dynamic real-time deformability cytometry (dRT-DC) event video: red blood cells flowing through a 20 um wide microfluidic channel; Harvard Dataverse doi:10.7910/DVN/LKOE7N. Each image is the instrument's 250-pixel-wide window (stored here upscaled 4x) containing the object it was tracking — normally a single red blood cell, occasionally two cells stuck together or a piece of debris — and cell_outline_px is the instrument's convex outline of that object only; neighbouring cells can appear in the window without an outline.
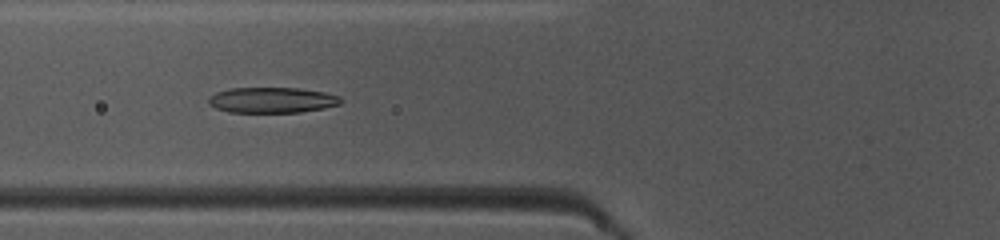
{"species": "common noctule bat (a hibernating species)", "species_latin": "Nyctalus noctula", "temperature_condition": "warm", "stored_images_in_passage": 36, "camera_frame_rate_fps": 3000, "um_per_image_px": 0.085, "animal": {"sex": "female", "body_mass_g": 10.0, "forearm_length_mm": 53.1}, "frame": {"image": 1, "passage_image": 6, "time_ms": 1.667, "image_size_px": [1000, 240], "cell_outline_px": [[344, 100], [340, 104], [324, 108], [300, 112], [228, 112], [216, 108], [208, 104], [208, 96], [216, 92], [228, 88], [300, 88], [324, 92], [340, 96]], "centroid_in_image_um": [23.11, 8.5], "position_along_channel_um": 102.7, "area_um2": 19.88}}
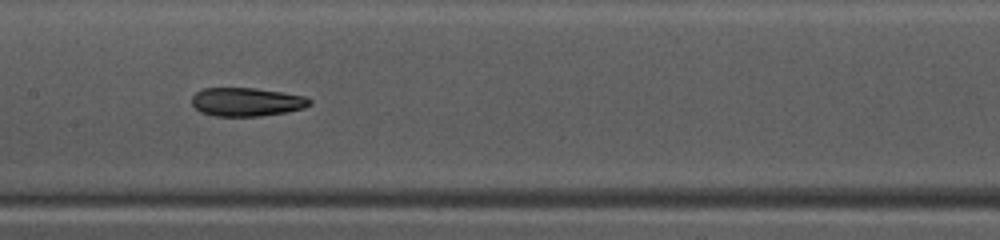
{"frame": {"image": 2, "passage_image": 12, "time_ms": 3.667, "image_size_px": [1000, 240], "cell_outline_px": [[312, 104], [304, 108], [288, 112], [260, 116], [216, 116], [200, 112], [192, 104], [192, 96], [196, 92], [204, 88], [256, 88], [304, 96], [312, 100]], "centroid_in_image_um": [20.97, 8.67], "position_along_channel_um": 186.4, "area_um2": 19.65}}
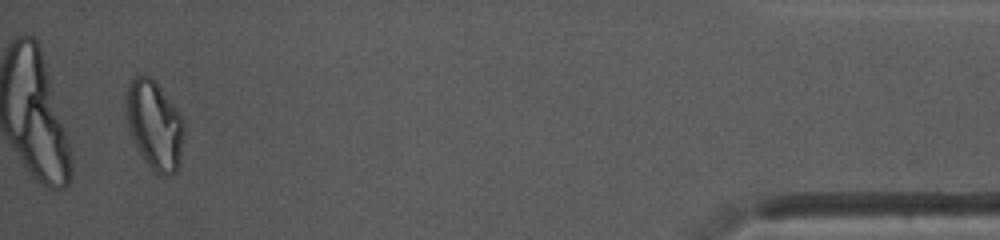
{"frame": {"image": 3, "passage_image": 34, "time_ms": 11.0, "image_size_px": [1000, 240], "cell_outline_px": [[184, 136], [176, 172], [172, 176], [160, 176], [144, 160], [136, 144], [128, 124], [128, 88], [132, 80], [136, 76], [148, 76], [160, 88], [180, 112], [184, 120]], "centroid_in_image_um": [13.2, 10.68], "position_along_channel_um": 422.0, "area_um2": 28.96}, "authors_computed_cell_mechanics": {"area_um2": 20.3745, "velocity_mm_per_s": 4.1506, "shape_relaxation_time_tau1_ms": 9.431, "shape_relaxation_time_tau2_ms": 2.5344, "deformation_change_tau1": 0.2582, "deformation_change_tau2": 0.0994}}